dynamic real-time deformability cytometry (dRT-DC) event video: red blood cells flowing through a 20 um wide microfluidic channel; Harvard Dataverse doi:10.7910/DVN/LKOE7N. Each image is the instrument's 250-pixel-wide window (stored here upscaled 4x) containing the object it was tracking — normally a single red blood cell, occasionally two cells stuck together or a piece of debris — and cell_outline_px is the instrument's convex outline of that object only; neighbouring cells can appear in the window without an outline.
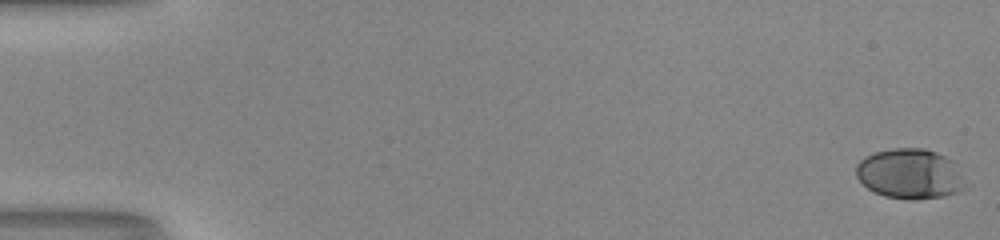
{"species": "human", "species_latin": "Homo sapiens", "temperature_condition": "room temperature", "stored_images_in_passage": 52, "camera_frame_rate_fps": 3000, "um_per_image_px": 0.085, "donor": {"sex": "male"}, "frame": {"image": 1, "passage_image": 1, "time_ms": 0.0, "image_size_px": [1000, 240], "cell_outline_px": [[964, 188], [960, 192], [944, 196], [916, 200], [912, 200], [884, 196], [868, 188], [856, 176], [856, 164], [864, 156], [876, 152], [892, 148], [924, 148], [936, 152], [952, 160], [964, 184]], "centroid_in_image_um": [77.31, 14.78], "position_along_channel_um": 7.7, "area_um2": 31.67}}
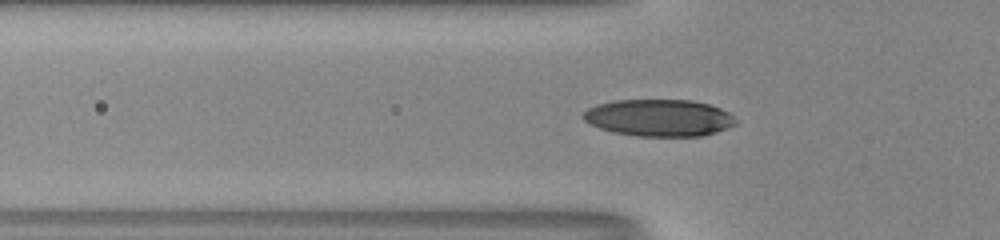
{"frame": {"image": 2, "passage_image": 19, "time_ms": 6.0, "image_size_px": [1000, 240], "cell_outline_px": [[736, 124], [728, 128], [704, 136], [636, 136], [612, 132], [600, 128], [584, 120], [580, 116], [588, 108], [596, 104], [616, 100], [692, 100], [708, 104], [720, 108], [728, 112], [736, 120]], "centroid_in_image_um": [56.01, 10.01], "position_along_channel_um": 69.8, "area_um2": 32.95}}
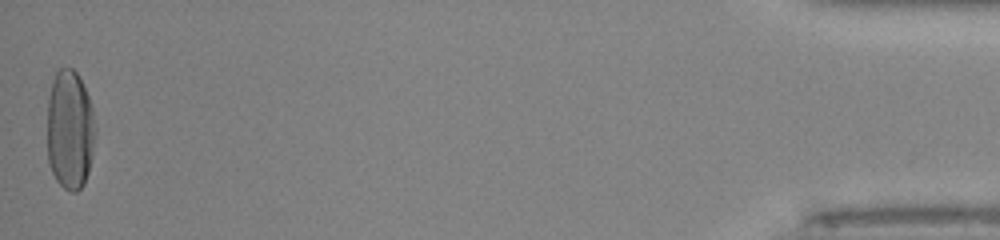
{"frame": {"image": 3, "passage_image": 52, "time_ms": 17.0, "image_size_px": [1000, 240], "cell_outline_px": [[96, 132], [92, 156], [88, 172], [84, 184], [76, 192], [72, 192], [64, 188], [56, 180], [52, 172], [48, 160], [48, 96], [52, 80], [56, 72], [60, 68], [72, 68], [76, 72], [88, 96], [92, 108], [96, 128]], "centroid_in_image_um": [5.94, 11.05], "position_along_channel_um": 429.3, "area_um2": 33.64}, "authors_computed_cell_mechanics": {"area_um2": 32.5414, "velocity_mm_per_s": 4.1259, "shape_relaxation_time_tau1_ms": 3.4909, "shape_relaxation_time_tau2_ms": null, "deformation_change_tau1": 0.1897, "deformation_change_tau2": null}}